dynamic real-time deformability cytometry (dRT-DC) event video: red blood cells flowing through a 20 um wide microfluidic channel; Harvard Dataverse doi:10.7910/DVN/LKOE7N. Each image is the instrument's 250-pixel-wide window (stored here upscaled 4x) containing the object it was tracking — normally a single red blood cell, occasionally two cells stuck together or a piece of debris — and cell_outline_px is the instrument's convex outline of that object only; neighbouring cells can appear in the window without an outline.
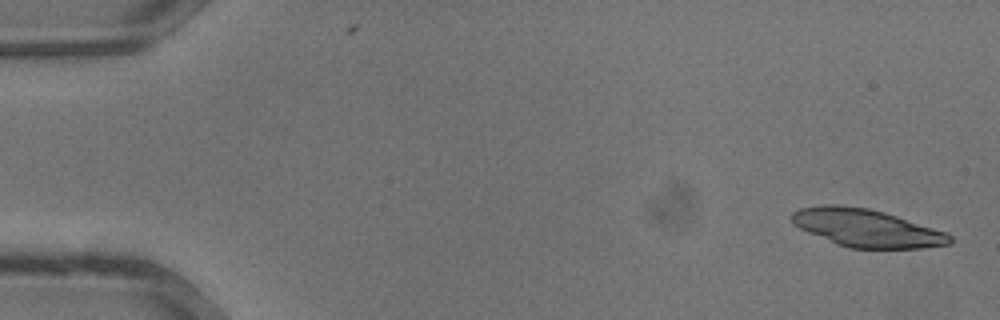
{"species": "common noctule bat (a hibernating species)", "species_latin": "Nyctalus noctula", "temperature_condition": "warm", "stored_images_in_passage": 34, "segment_of_instrument_passage": [1, 2], "camera_frame_rate_fps": 3000, "um_per_image_px": 0.085, "animal": {"sex": "male", "body_mass_g": 13.3}, "frame": {"image": 1, "passage_image": 1, "time_ms": 0.0, "image_size_px": [1000, 320], "cell_outline_px": [[952, 240], [948, 244], [924, 248], [848, 248], [836, 244], [808, 232], [792, 224], [792, 212], [800, 208], [824, 204], [840, 204], [868, 208], [884, 212], [948, 232], [952, 236]], "centroid_in_image_um": [73.66, 19.37], "position_along_channel_um": 11.3, "area_um2": 34.85}}